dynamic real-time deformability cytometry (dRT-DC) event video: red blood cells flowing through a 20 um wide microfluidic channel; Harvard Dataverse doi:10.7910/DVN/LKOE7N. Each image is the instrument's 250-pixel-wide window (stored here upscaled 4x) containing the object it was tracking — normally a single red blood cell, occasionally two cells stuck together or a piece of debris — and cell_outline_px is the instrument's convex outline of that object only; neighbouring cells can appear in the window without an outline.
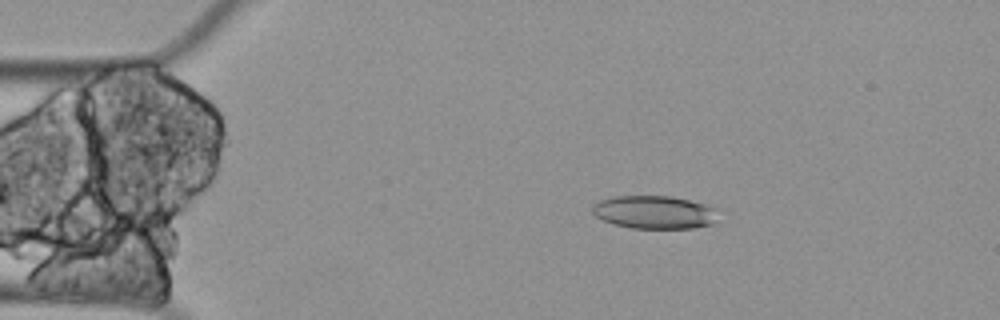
{"species": "Egyptian fruit bat (a non-hibernating species)", "species_latin": "Rousettus aegyptiacus", "temperature_condition": "cold", "stored_images_in_passage": 60, "camera_frame_rate_fps": 3000, "um_per_image_px": 0.085, "animal": {"sex": "female"}, "frame": {"image": 1, "passage_image": 10, "time_ms": 3.0, "image_size_px": [1000, 320], "cell_outline_px": [[716, 224], [692, 228], [632, 228], [612, 224], [596, 216], [592, 212], [592, 204], [600, 200], [612, 196], [672, 196], [704, 204], [716, 208]], "centroid_in_image_um": [55.61, 18.04], "position_along_channel_um": 29.4, "area_um2": 24.39}}
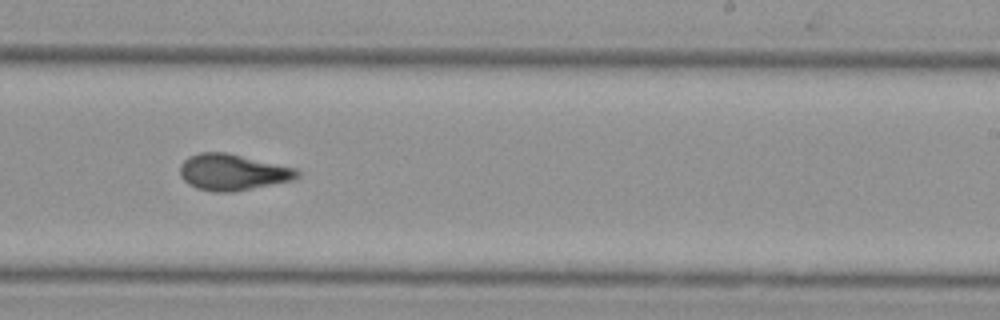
{"frame": {"image": 2, "passage_image": 36, "time_ms": 11.667, "image_size_px": [1000, 320], "cell_outline_px": [[300, 176], [292, 180], [232, 192], [212, 192], [196, 188], [188, 184], [180, 176], [180, 164], [188, 156], [200, 152], [228, 152], [296, 168], [300, 172]], "centroid_in_image_um": [19.75, 14.63], "position_along_channel_um": 269.3, "area_um2": 24.91}}
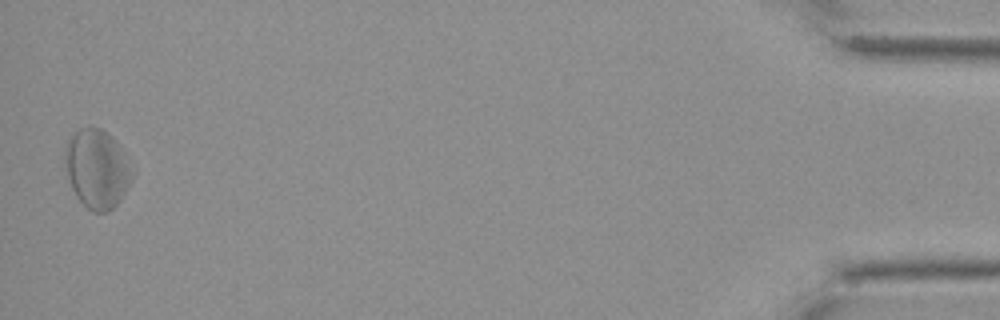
{"frame": {"image": 3, "passage_image": 59, "time_ms": 19.333, "image_size_px": [1000, 320], "cell_outline_px": [[132, 176], [128, 188], [120, 200], [108, 212], [92, 212], [76, 196], [68, 180], [64, 160], [64, 148], [72, 136], [80, 128], [92, 124], [100, 128], [112, 136], [116, 140], [120, 148]], "centroid_in_image_um": [8.2, 14.33], "position_along_channel_um": 427.0, "area_um2": 30.52}, "authors_computed_cell_mechanics": {"area_um2": 25.2586, "velocity_mm_per_s": 3.2265, "shape_relaxation_time_tau1_ms": null, "shape_relaxation_time_tau2_ms": 4.0503, "deformation_change_tau1": null, "deformation_change_tau2": 0.1068}}